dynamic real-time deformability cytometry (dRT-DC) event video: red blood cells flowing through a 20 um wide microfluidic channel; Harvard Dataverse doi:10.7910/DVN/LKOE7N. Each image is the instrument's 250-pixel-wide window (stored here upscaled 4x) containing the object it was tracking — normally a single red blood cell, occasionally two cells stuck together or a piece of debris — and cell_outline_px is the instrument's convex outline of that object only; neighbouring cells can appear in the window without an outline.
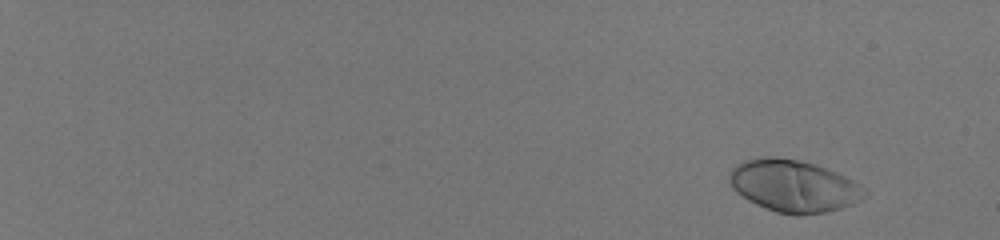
{"species": "human", "species_latin": "Homo sapiens", "temperature_condition": "room temperature", "stored_images_in_passage": 51, "camera_frame_rate_fps": 3000, "um_per_image_px": 0.085, "donor": {"sex": "male"}, "frame": {"image": 1, "passage_image": 1, "time_ms": 0.0, "image_size_px": [1000, 240], "cell_outline_px": [[868, 192], [860, 200], [852, 204], [840, 208], [824, 212], [800, 216], [796, 216], [776, 212], [756, 204], [748, 200], [736, 192], [732, 188], [728, 180], [728, 176], [732, 168], [744, 160], [768, 156], [776, 156], [800, 160], [816, 164], [836, 172], [868, 188]], "centroid_in_image_um": [67.46, 15.8], "position_along_channel_um": 17.5, "area_um2": 41.33}}
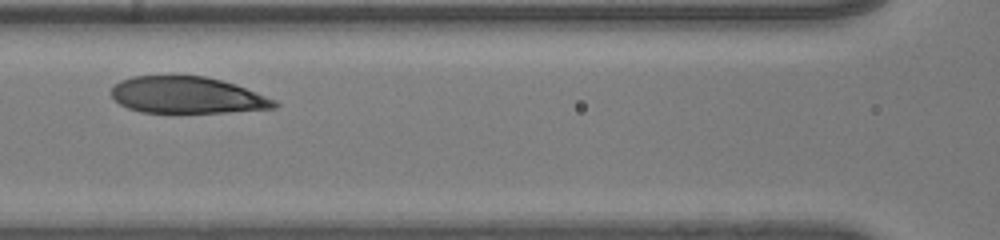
{"frame": {"image": 2, "passage_image": 30, "time_ms": 9.667, "image_size_px": [1000, 240], "cell_outline_px": [[280, 104], [276, 108], [228, 112], [140, 112], [128, 108], [120, 104], [112, 96], [112, 88], [120, 80], [132, 76], [204, 76], [236, 84], [276, 100]], "centroid_in_image_um": [15.93, 8.09], "position_along_channel_um": 150.7, "area_um2": 34.68}}
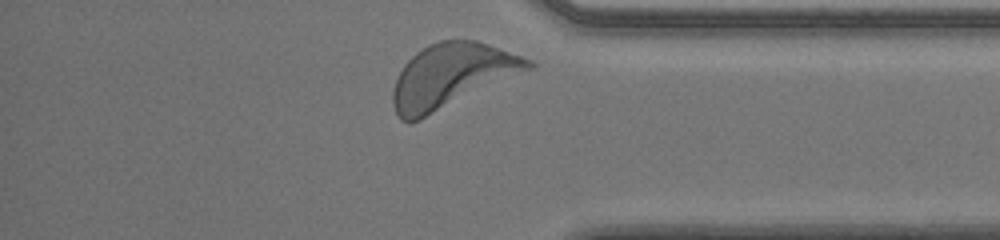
{"frame": {"image": 3, "passage_image": 50, "time_ms": 16.333, "image_size_px": [1000, 240], "cell_outline_px": [[536, 64], [532, 68], [420, 120], [408, 124], [400, 120], [396, 116], [392, 104], [392, 92], [396, 80], [404, 64], [416, 52], [428, 44], [440, 40], [476, 40], [488, 44], [532, 60]], "centroid_in_image_um": [38.33, 6.46], "position_along_channel_um": 396.9, "area_um2": 50.34}, "authors_computed_cell_mechanics": {"area_um2": 38.5526, "velocity_mm_per_s": 3.7475, "shape_relaxation_time_tau1_ms": 8.7322, "shape_relaxation_time_tau2_ms": 7.7821, "deformation_change_tau1": 0.4253, "deformation_change_tau2": 0.1561}}